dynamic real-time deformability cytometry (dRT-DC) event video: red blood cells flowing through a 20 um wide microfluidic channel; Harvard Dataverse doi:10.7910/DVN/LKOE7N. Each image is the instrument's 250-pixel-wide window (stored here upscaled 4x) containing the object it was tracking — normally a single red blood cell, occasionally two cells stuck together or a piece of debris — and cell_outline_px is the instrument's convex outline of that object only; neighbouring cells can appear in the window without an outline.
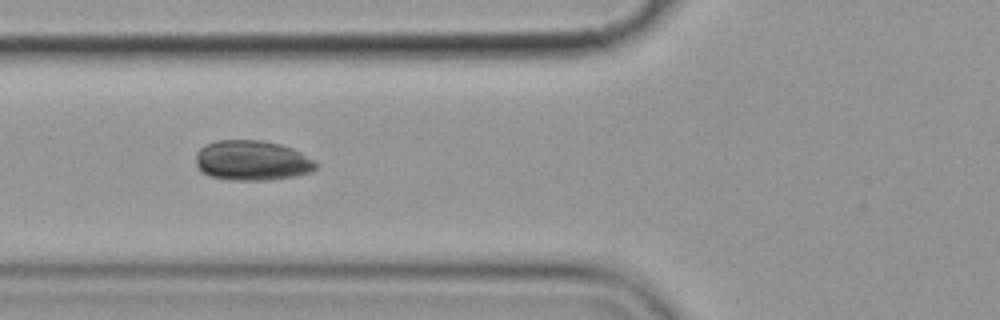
{"species": "common noctule bat (a hibernating species)", "species_latin": "Nyctalus noctula", "temperature_condition": "cold", "stored_images_in_passage": 5, "camera_frame_rate_fps": 3000, "um_per_image_px": 0.085, "animal": {"sex": "female", "body_mass_g": 19.9}, "frame": {"image": 1, "passage_image": 5, "time_ms": 4.667, "image_size_px": [1000, 320], "cell_outline_px": [[320, 164], [312, 172], [296, 176], [268, 180], [228, 180], [208, 176], [200, 172], [196, 168], [196, 152], [204, 144], [216, 140], [260, 140], [280, 144], [292, 148], [300, 152]], "centroid_in_image_um": [21.39, 13.65], "position_along_channel_um": 104.4, "area_um2": 28.5}}